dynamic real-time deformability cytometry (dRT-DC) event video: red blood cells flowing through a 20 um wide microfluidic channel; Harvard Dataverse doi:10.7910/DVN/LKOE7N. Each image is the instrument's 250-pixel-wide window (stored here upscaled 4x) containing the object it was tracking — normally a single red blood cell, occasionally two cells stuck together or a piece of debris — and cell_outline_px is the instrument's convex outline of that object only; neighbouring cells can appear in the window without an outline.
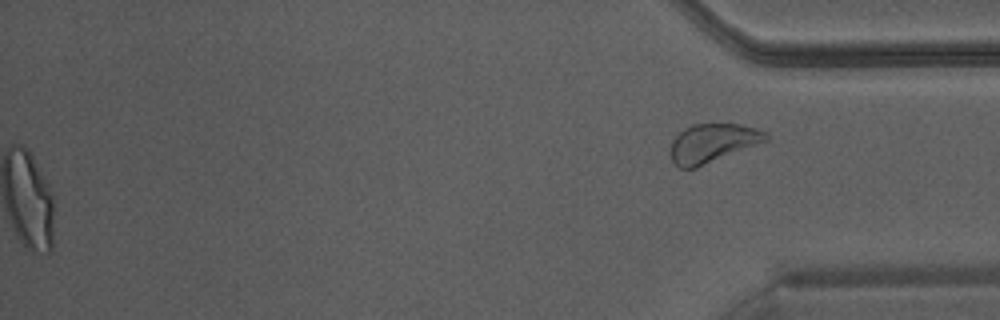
{"species": "Egyptian fruit bat (a non-hibernating species)", "species_latin": "Rousettus aegyptiacus", "temperature_condition": "warm", "stored_images_in_passage": 34, "segment_of_instrument_passage": [2, 2], "camera_frame_rate_fps": 3000, "um_per_image_px": 0.085, "animal": {"sex": "male"}, "frame": {"image": 1, "passage_image": 34, "time_ms": 11.0, "image_size_px": [1000, 320], "cell_outline_px": [[768, 140], [696, 168], [680, 168], [672, 164], [672, 140], [684, 128], [692, 124], [740, 124], [756, 128], [768, 132]], "centroid_in_image_um": [60.57, 12.16], "position_along_channel_um": 374.6, "area_um2": 21.39}}